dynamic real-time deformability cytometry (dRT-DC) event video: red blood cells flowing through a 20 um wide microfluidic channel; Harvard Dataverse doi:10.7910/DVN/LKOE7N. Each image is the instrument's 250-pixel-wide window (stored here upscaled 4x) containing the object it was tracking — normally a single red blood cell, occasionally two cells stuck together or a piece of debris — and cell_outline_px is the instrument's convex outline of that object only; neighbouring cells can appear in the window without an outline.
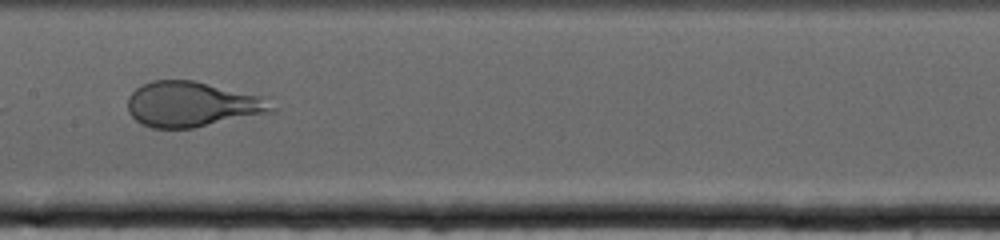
{"species": "human", "species_latin": "Homo sapiens", "temperature_condition": "cold", "stored_images_in_passage": 47, "camera_frame_rate_fps": 3000, "um_per_image_px": 0.085, "donor": {"sex": "female"}, "frame": {"image": 1, "passage_image": 14, "time_ms": 4.333, "image_size_px": [1000, 240], "cell_outline_px": [[276, 112], [192, 128], [152, 128], [140, 124], [128, 112], [128, 96], [136, 88], [152, 80], [196, 80], [264, 96], [276, 108]], "centroid_in_image_um": [16.37, 8.86], "position_along_channel_um": 191.0, "area_um2": 38.44}}